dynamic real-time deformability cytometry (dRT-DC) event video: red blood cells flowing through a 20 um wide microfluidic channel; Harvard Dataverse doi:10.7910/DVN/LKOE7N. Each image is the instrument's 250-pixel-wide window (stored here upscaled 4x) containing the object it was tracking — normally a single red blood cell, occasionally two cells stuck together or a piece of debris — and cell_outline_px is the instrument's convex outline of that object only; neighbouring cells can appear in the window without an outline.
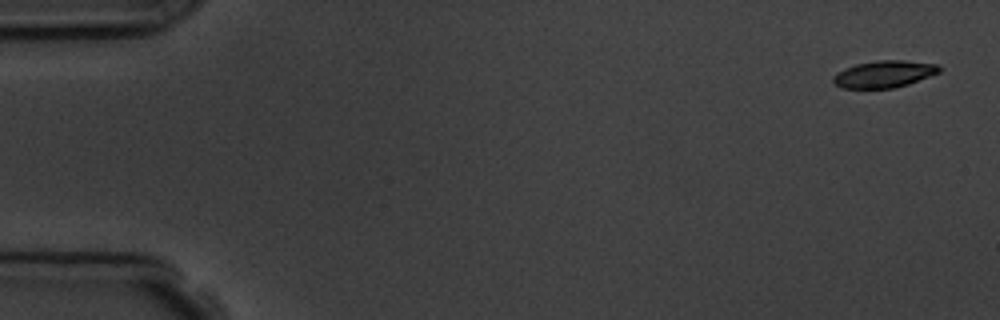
{"species": "common noctule bat (a hibernating species)", "species_latin": "Nyctalus noctula", "temperature_condition": "room temperature", "stored_images_in_passage": 5, "camera_frame_rate_fps": 3000, "um_per_image_px": 0.085, "animal": {"sex": "male", "body_mass_g": 19.5, "forearm_length_mm": 54.6}, "frame": {"image": 1, "passage_image": 1, "time_ms": 0.0, "image_size_px": [1000, 320], "cell_outline_px": [[940, 72], [908, 84], [892, 88], [840, 88], [832, 80], [832, 76], [836, 72], [844, 68], [856, 64], [876, 60], [904, 60], [936, 64], [940, 68]], "centroid_in_image_um": [75.1, 6.29], "position_along_channel_um": 9.9, "area_um2": 16.65}}
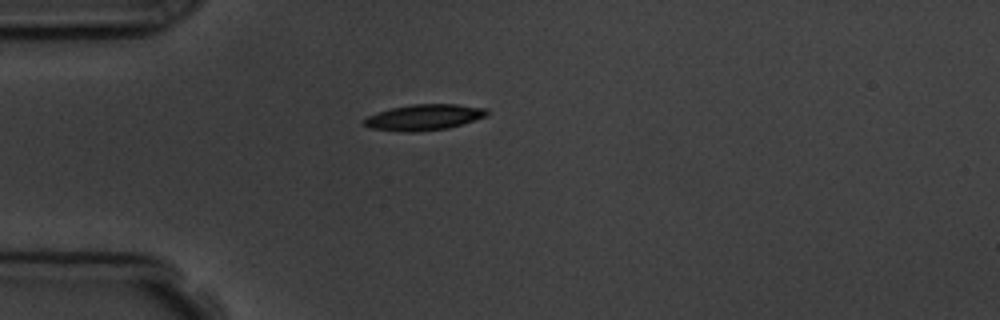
{"frame": {"image": 2, "passage_image": 5, "time_ms": 4.333, "image_size_px": [1000, 320], "cell_outline_px": [[488, 112], [484, 116], [448, 128], [416, 132], [408, 132], [372, 128], [364, 124], [364, 120], [368, 116], [392, 108], [412, 104], [456, 104], [488, 108]], "centroid_in_image_um": [36.06, 9.96], "position_along_channel_um": 48.9, "area_um2": 18.09}}